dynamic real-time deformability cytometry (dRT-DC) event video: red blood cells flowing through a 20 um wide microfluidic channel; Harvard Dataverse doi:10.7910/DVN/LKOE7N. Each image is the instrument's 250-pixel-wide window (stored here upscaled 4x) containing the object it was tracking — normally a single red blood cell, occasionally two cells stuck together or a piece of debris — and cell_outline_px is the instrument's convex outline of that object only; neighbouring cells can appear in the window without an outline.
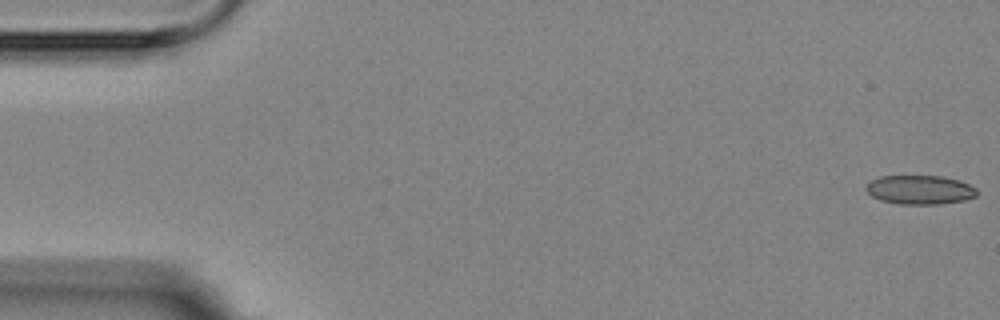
{"species": "Egyptian fruit bat (a non-hibernating species)", "species_latin": "Rousettus aegyptiacus", "temperature_condition": "room temperature", "stored_images_in_passage": 6, "camera_frame_rate_fps": 3000, "um_per_image_px": 0.085, "animal": {"sex": "female"}, "frame": {"image": 1, "passage_image": 1, "time_ms": 0.0, "image_size_px": [1000, 320], "cell_outline_px": [[976, 196], [964, 200], [940, 204], [896, 204], [880, 200], [872, 196], [864, 188], [872, 180], [880, 176], [940, 176], [960, 180], [976, 188]], "centroid_in_image_um": [78.18, 16.13], "position_along_channel_um": 6.8, "area_um2": 18.73}}
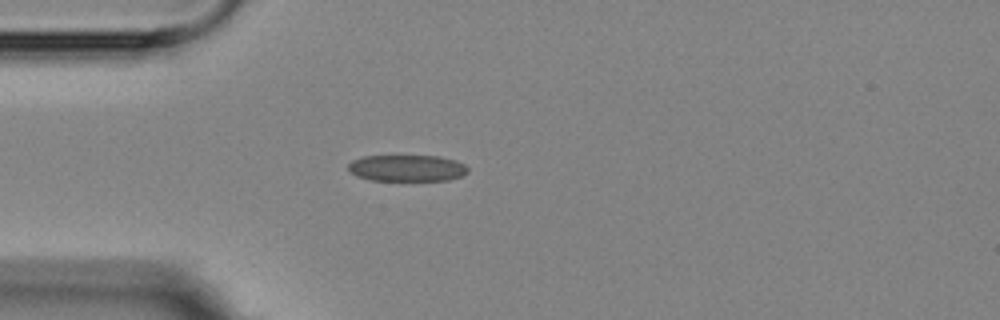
{"frame": {"image": 2, "passage_image": 5, "time_ms": 4.667, "image_size_px": [1000, 320], "cell_outline_px": [[468, 172], [460, 176], [448, 180], [372, 180], [356, 176], [348, 168], [348, 164], [352, 160], [364, 156], [440, 156], [456, 160], [464, 164], [468, 168]], "centroid_in_image_um": [34.6, 14.28], "position_along_channel_um": 50.4, "area_um2": 18.38}}